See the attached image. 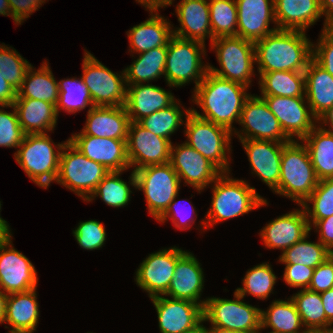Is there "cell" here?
Masks as SVG:
<instances>
[{"label":"cell","instance_id":"6da1fadb","mask_svg":"<svg viewBox=\"0 0 333 333\" xmlns=\"http://www.w3.org/2000/svg\"><path fill=\"white\" fill-rule=\"evenodd\" d=\"M247 89L242 84L222 79L208 71L202 82L194 88L191 99L199 105L203 114L194 108H191V112L201 119L226 127L233 133L237 130L233 123L236 121L239 124L244 103L251 95L247 93Z\"/></svg>","mask_w":333,"mask_h":333},{"label":"cell","instance_id":"7a4b0ae2","mask_svg":"<svg viewBox=\"0 0 333 333\" xmlns=\"http://www.w3.org/2000/svg\"><path fill=\"white\" fill-rule=\"evenodd\" d=\"M306 33L278 29L254 43L258 73L304 72L312 59V42Z\"/></svg>","mask_w":333,"mask_h":333},{"label":"cell","instance_id":"3957f363","mask_svg":"<svg viewBox=\"0 0 333 333\" xmlns=\"http://www.w3.org/2000/svg\"><path fill=\"white\" fill-rule=\"evenodd\" d=\"M229 174L222 173L213 182L211 206L205 219L200 221L203 229L268 205V201L259 195L246 180L233 179Z\"/></svg>","mask_w":333,"mask_h":333},{"label":"cell","instance_id":"277c9868","mask_svg":"<svg viewBox=\"0 0 333 333\" xmlns=\"http://www.w3.org/2000/svg\"><path fill=\"white\" fill-rule=\"evenodd\" d=\"M67 141L55 145L48 133L25 134L14 153L15 161L31 181L47 189L51 182H56L61 151Z\"/></svg>","mask_w":333,"mask_h":333},{"label":"cell","instance_id":"5b68a950","mask_svg":"<svg viewBox=\"0 0 333 333\" xmlns=\"http://www.w3.org/2000/svg\"><path fill=\"white\" fill-rule=\"evenodd\" d=\"M318 182L307 147L302 141L288 142L282 150L280 179L276 194L302 205L315 190Z\"/></svg>","mask_w":333,"mask_h":333},{"label":"cell","instance_id":"8992f818","mask_svg":"<svg viewBox=\"0 0 333 333\" xmlns=\"http://www.w3.org/2000/svg\"><path fill=\"white\" fill-rule=\"evenodd\" d=\"M205 47L202 42L174 35L169 39L164 71L169 87L180 88L193 80L196 88L202 82L208 72V64L202 62L206 55Z\"/></svg>","mask_w":333,"mask_h":333},{"label":"cell","instance_id":"52a82bcc","mask_svg":"<svg viewBox=\"0 0 333 333\" xmlns=\"http://www.w3.org/2000/svg\"><path fill=\"white\" fill-rule=\"evenodd\" d=\"M210 44L211 49H215L221 69L208 64V71L249 88L256 63L254 42L240 36H222L213 39Z\"/></svg>","mask_w":333,"mask_h":333},{"label":"cell","instance_id":"ba28073f","mask_svg":"<svg viewBox=\"0 0 333 333\" xmlns=\"http://www.w3.org/2000/svg\"><path fill=\"white\" fill-rule=\"evenodd\" d=\"M109 172L102 164L88 159L68 140L61 151L56 183L87 201Z\"/></svg>","mask_w":333,"mask_h":333},{"label":"cell","instance_id":"9c48e42d","mask_svg":"<svg viewBox=\"0 0 333 333\" xmlns=\"http://www.w3.org/2000/svg\"><path fill=\"white\" fill-rule=\"evenodd\" d=\"M186 144L212 162L222 173H230L229 158L233 133L218 124L201 119L192 112L185 121Z\"/></svg>","mask_w":333,"mask_h":333},{"label":"cell","instance_id":"30bf717a","mask_svg":"<svg viewBox=\"0 0 333 333\" xmlns=\"http://www.w3.org/2000/svg\"><path fill=\"white\" fill-rule=\"evenodd\" d=\"M136 189L143 191L149 214L158 220L180 191V179L170 163L134 171Z\"/></svg>","mask_w":333,"mask_h":333},{"label":"cell","instance_id":"8fae6325","mask_svg":"<svg viewBox=\"0 0 333 333\" xmlns=\"http://www.w3.org/2000/svg\"><path fill=\"white\" fill-rule=\"evenodd\" d=\"M234 298L235 300L208 297L203 307V319L215 327L261 333L262 309L243 302V297L236 291Z\"/></svg>","mask_w":333,"mask_h":333},{"label":"cell","instance_id":"7c38bea8","mask_svg":"<svg viewBox=\"0 0 333 333\" xmlns=\"http://www.w3.org/2000/svg\"><path fill=\"white\" fill-rule=\"evenodd\" d=\"M82 79L94 106H124L127 83L124 70L121 75L103 65L89 51L84 50Z\"/></svg>","mask_w":333,"mask_h":333},{"label":"cell","instance_id":"4fadbf2b","mask_svg":"<svg viewBox=\"0 0 333 333\" xmlns=\"http://www.w3.org/2000/svg\"><path fill=\"white\" fill-rule=\"evenodd\" d=\"M239 125L242 127L241 130L233 132L239 140H271L281 143L292 141L284 133L278 119L270 111L265 100L258 95H250L245 101Z\"/></svg>","mask_w":333,"mask_h":333},{"label":"cell","instance_id":"5bb4252c","mask_svg":"<svg viewBox=\"0 0 333 333\" xmlns=\"http://www.w3.org/2000/svg\"><path fill=\"white\" fill-rule=\"evenodd\" d=\"M186 252L174 246L149 254L137 268L136 284L148 293L149 298L164 295L174 277L177 261Z\"/></svg>","mask_w":333,"mask_h":333},{"label":"cell","instance_id":"9a60e30c","mask_svg":"<svg viewBox=\"0 0 333 333\" xmlns=\"http://www.w3.org/2000/svg\"><path fill=\"white\" fill-rule=\"evenodd\" d=\"M12 237H0V290L7 295L37 288L35 266L12 245Z\"/></svg>","mask_w":333,"mask_h":333},{"label":"cell","instance_id":"2e32d148","mask_svg":"<svg viewBox=\"0 0 333 333\" xmlns=\"http://www.w3.org/2000/svg\"><path fill=\"white\" fill-rule=\"evenodd\" d=\"M259 97L265 100L270 111L278 119L284 133L292 141L302 140L316 126L317 118L312 114L305 96L261 95ZM295 137L298 138L294 139Z\"/></svg>","mask_w":333,"mask_h":333},{"label":"cell","instance_id":"e0dca14e","mask_svg":"<svg viewBox=\"0 0 333 333\" xmlns=\"http://www.w3.org/2000/svg\"><path fill=\"white\" fill-rule=\"evenodd\" d=\"M127 157L133 171L170 162L171 140L154 135L137 122H130L126 140Z\"/></svg>","mask_w":333,"mask_h":333},{"label":"cell","instance_id":"ac0fdd59","mask_svg":"<svg viewBox=\"0 0 333 333\" xmlns=\"http://www.w3.org/2000/svg\"><path fill=\"white\" fill-rule=\"evenodd\" d=\"M172 168L179 176L180 182L189 184L201 193L209 184L222 174V172L208 159L194 148L183 142L171 146L170 162Z\"/></svg>","mask_w":333,"mask_h":333},{"label":"cell","instance_id":"d6986e66","mask_svg":"<svg viewBox=\"0 0 333 333\" xmlns=\"http://www.w3.org/2000/svg\"><path fill=\"white\" fill-rule=\"evenodd\" d=\"M250 162L252 173L276 193L281 170L283 147L287 143L271 140H240Z\"/></svg>","mask_w":333,"mask_h":333},{"label":"cell","instance_id":"ffe728a7","mask_svg":"<svg viewBox=\"0 0 333 333\" xmlns=\"http://www.w3.org/2000/svg\"><path fill=\"white\" fill-rule=\"evenodd\" d=\"M156 309L161 333H183L203 319V307L188 300L166 298L164 295L150 298Z\"/></svg>","mask_w":333,"mask_h":333},{"label":"cell","instance_id":"44dd1931","mask_svg":"<svg viewBox=\"0 0 333 333\" xmlns=\"http://www.w3.org/2000/svg\"><path fill=\"white\" fill-rule=\"evenodd\" d=\"M237 5V36L256 42L278 30L274 0H235ZM270 21L276 27L269 29Z\"/></svg>","mask_w":333,"mask_h":333},{"label":"cell","instance_id":"7402d4cb","mask_svg":"<svg viewBox=\"0 0 333 333\" xmlns=\"http://www.w3.org/2000/svg\"><path fill=\"white\" fill-rule=\"evenodd\" d=\"M68 140L88 159L102 164L108 171L130 168L126 140L91 135H72Z\"/></svg>","mask_w":333,"mask_h":333},{"label":"cell","instance_id":"603a6c76","mask_svg":"<svg viewBox=\"0 0 333 333\" xmlns=\"http://www.w3.org/2000/svg\"><path fill=\"white\" fill-rule=\"evenodd\" d=\"M300 206L301 210L294 209L281 215L261 229L259 235L265 247L284 252L310 233L306 212L302 205Z\"/></svg>","mask_w":333,"mask_h":333},{"label":"cell","instance_id":"cb8c5ba5","mask_svg":"<svg viewBox=\"0 0 333 333\" xmlns=\"http://www.w3.org/2000/svg\"><path fill=\"white\" fill-rule=\"evenodd\" d=\"M201 264L191 252H186L176 263L174 277L165 296L188 300L204 307L207 299H201L204 289V272Z\"/></svg>","mask_w":333,"mask_h":333},{"label":"cell","instance_id":"d4e9b609","mask_svg":"<svg viewBox=\"0 0 333 333\" xmlns=\"http://www.w3.org/2000/svg\"><path fill=\"white\" fill-rule=\"evenodd\" d=\"M130 119L124 106H93L87 111L86 123L80 133L99 138L127 140Z\"/></svg>","mask_w":333,"mask_h":333},{"label":"cell","instance_id":"484cf974","mask_svg":"<svg viewBox=\"0 0 333 333\" xmlns=\"http://www.w3.org/2000/svg\"><path fill=\"white\" fill-rule=\"evenodd\" d=\"M175 12L180 27L172 29L174 36L204 44L206 37L213 41L208 0H181Z\"/></svg>","mask_w":333,"mask_h":333},{"label":"cell","instance_id":"4316f807","mask_svg":"<svg viewBox=\"0 0 333 333\" xmlns=\"http://www.w3.org/2000/svg\"><path fill=\"white\" fill-rule=\"evenodd\" d=\"M177 99L171 91L150 83L127 85L125 109L130 122H138L150 114L172 105Z\"/></svg>","mask_w":333,"mask_h":333},{"label":"cell","instance_id":"83f0119b","mask_svg":"<svg viewBox=\"0 0 333 333\" xmlns=\"http://www.w3.org/2000/svg\"><path fill=\"white\" fill-rule=\"evenodd\" d=\"M276 26L305 32L321 18L320 0H274Z\"/></svg>","mask_w":333,"mask_h":333},{"label":"cell","instance_id":"f1b7e54d","mask_svg":"<svg viewBox=\"0 0 333 333\" xmlns=\"http://www.w3.org/2000/svg\"><path fill=\"white\" fill-rule=\"evenodd\" d=\"M150 13L148 20L133 26L126 32L131 53L140 54L156 47L168 46V41L173 36L171 22L159 15L158 11H150Z\"/></svg>","mask_w":333,"mask_h":333},{"label":"cell","instance_id":"f546056e","mask_svg":"<svg viewBox=\"0 0 333 333\" xmlns=\"http://www.w3.org/2000/svg\"><path fill=\"white\" fill-rule=\"evenodd\" d=\"M13 106L25 134L48 133L56 127L58 115L56 106L52 103L32 98H16Z\"/></svg>","mask_w":333,"mask_h":333},{"label":"cell","instance_id":"4dcf8cb0","mask_svg":"<svg viewBox=\"0 0 333 333\" xmlns=\"http://www.w3.org/2000/svg\"><path fill=\"white\" fill-rule=\"evenodd\" d=\"M36 289L8 295L4 323L11 326L9 332L34 333L36 331L40 316Z\"/></svg>","mask_w":333,"mask_h":333},{"label":"cell","instance_id":"1f68e13d","mask_svg":"<svg viewBox=\"0 0 333 333\" xmlns=\"http://www.w3.org/2000/svg\"><path fill=\"white\" fill-rule=\"evenodd\" d=\"M305 72V97L312 114L318 118L333 106V76L313 59Z\"/></svg>","mask_w":333,"mask_h":333},{"label":"cell","instance_id":"d6a6232c","mask_svg":"<svg viewBox=\"0 0 333 333\" xmlns=\"http://www.w3.org/2000/svg\"><path fill=\"white\" fill-rule=\"evenodd\" d=\"M39 69L31 65L24 77L21 87L17 90L16 98H32L52 103L58 102L59 87L51 68L46 60Z\"/></svg>","mask_w":333,"mask_h":333},{"label":"cell","instance_id":"836d02e7","mask_svg":"<svg viewBox=\"0 0 333 333\" xmlns=\"http://www.w3.org/2000/svg\"><path fill=\"white\" fill-rule=\"evenodd\" d=\"M301 141L308 149L318 180L332 179L333 133L316 125Z\"/></svg>","mask_w":333,"mask_h":333},{"label":"cell","instance_id":"e575fe53","mask_svg":"<svg viewBox=\"0 0 333 333\" xmlns=\"http://www.w3.org/2000/svg\"><path fill=\"white\" fill-rule=\"evenodd\" d=\"M303 327L301 316L291 298L287 301L274 300L266 311H261V329L271 328L272 331L268 333H301Z\"/></svg>","mask_w":333,"mask_h":333},{"label":"cell","instance_id":"d590c367","mask_svg":"<svg viewBox=\"0 0 333 333\" xmlns=\"http://www.w3.org/2000/svg\"><path fill=\"white\" fill-rule=\"evenodd\" d=\"M167 46L156 47L138 54V58L124 69L127 85L150 83L164 76Z\"/></svg>","mask_w":333,"mask_h":333},{"label":"cell","instance_id":"8d00e7d4","mask_svg":"<svg viewBox=\"0 0 333 333\" xmlns=\"http://www.w3.org/2000/svg\"><path fill=\"white\" fill-rule=\"evenodd\" d=\"M259 75L261 95L305 96V72L274 71Z\"/></svg>","mask_w":333,"mask_h":333},{"label":"cell","instance_id":"74e56055","mask_svg":"<svg viewBox=\"0 0 333 333\" xmlns=\"http://www.w3.org/2000/svg\"><path fill=\"white\" fill-rule=\"evenodd\" d=\"M184 111L181 110L180 102L176 100L172 105L140 119L137 123L154 135L170 140V136L185 123L188 114L191 113L190 108Z\"/></svg>","mask_w":333,"mask_h":333},{"label":"cell","instance_id":"f35d334b","mask_svg":"<svg viewBox=\"0 0 333 333\" xmlns=\"http://www.w3.org/2000/svg\"><path fill=\"white\" fill-rule=\"evenodd\" d=\"M123 171H110L98 184L94 193L86 202H92L95 197H100L105 204L114 208L128 205L131 198L130 186L136 189V178L134 171L131 172L129 184L119 177ZM130 185V186H128Z\"/></svg>","mask_w":333,"mask_h":333},{"label":"cell","instance_id":"ab89813d","mask_svg":"<svg viewBox=\"0 0 333 333\" xmlns=\"http://www.w3.org/2000/svg\"><path fill=\"white\" fill-rule=\"evenodd\" d=\"M309 233L296 242L290 248H287L279 256V262L283 264H300L311 268H316L329 257L331 252L318 240L312 242L307 240Z\"/></svg>","mask_w":333,"mask_h":333},{"label":"cell","instance_id":"60d3db41","mask_svg":"<svg viewBox=\"0 0 333 333\" xmlns=\"http://www.w3.org/2000/svg\"><path fill=\"white\" fill-rule=\"evenodd\" d=\"M58 87L57 115H59V110L73 114L88 106L89 109L94 106L91 95L82 77L78 79L77 77L62 79L58 82Z\"/></svg>","mask_w":333,"mask_h":333},{"label":"cell","instance_id":"b9f144b4","mask_svg":"<svg viewBox=\"0 0 333 333\" xmlns=\"http://www.w3.org/2000/svg\"><path fill=\"white\" fill-rule=\"evenodd\" d=\"M296 305L305 328H331L332 324L326 319L320 293L310 289H302L290 296Z\"/></svg>","mask_w":333,"mask_h":333},{"label":"cell","instance_id":"7bdbcfd3","mask_svg":"<svg viewBox=\"0 0 333 333\" xmlns=\"http://www.w3.org/2000/svg\"><path fill=\"white\" fill-rule=\"evenodd\" d=\"M276 281L277 277L271 265L264 262L249 269L242 280L243 287H239L235 291L243 298L248 293V295L265 300L273 292Z\"/></svg>","mask_w":333,"mask_h":333},{"label":"cell","instance_id":"ee69618b","mask_svg":"<svg viewBox=\"0 0 333 333\" xmlns=\"http://www.w3.org/2000/svg\"><path fill=\"white\" fill-rule=\"evenodd\" d=\"M210 23L213 39L237 36L238 12L235 0H209Z\"/></svg>","mask_w":333,"mask_h":333},{"label":"cell","instance_id":"f6af8a7d","mask_svg":"<svg viewBox=\"0 0 333 333\" xmlns=\"http://www.w3.org/2000/svg\"><path fill=\"white\" fill-rule=\"evenodd\" d=\"M310 203L312 208H310ZM309 227L317 220H322L333 215V178L324 179L318 182L312 194L303 202Z\"/></svg>","mask_w":333,"mask_h":333},{"label":"cell","instance_id":"bcb514c9","mask_svg":"<svg viewBox=\"0 0 333 333\" xmlns=\"http://www.w3.org/2000/svg\"><path fill=\"white\" fill-rule=\"evenodd\" d=\"M31 64L24 59L13 47L0 44V72L15 90L24 81L25 74Z\"/></svg>","mask_w":333,"mask_h":333},{"label":"cell","instance_id":"7dc6e473","mask_svg":"<svg viewBox=\"0 0 333 333\" xmlns=\"http://www.w3.org/2000/svg\"><path fill=\"white\" fill-rule=\"evenodd\" d=\"M73 236L79 246L85 250L100 249L106 242L104 225L97 220H88L78 223L73 230Z\"/></svg>","mask_w":333,"mask_h":333},{"label":"cell","instance_id":"c3c4849f","mask_svg":"<svg viewBox=\"0 0 333 333\" xmlns=\"http://www.w3.org/2000/svg\"><path fill=\"white\" fill-rule=\"evenodd\" d=\"M10 107L13 108L12 112L5 111L4 106H0V147L18 148L25 133L19 124L14 106Z\"/></svg>","mask_w":333,"mask_h":333},{"label":"cell","instance_id":"681fc988","mask_svg":"<svg viewBox=\"0 0 333 333\" xmlns=\"http://www.w3.org/2000/svg\"><path fill=\"white\" fill-rule=\"evenodd\" d=\"M317 40L312 44V59L333 76V29H322Z\"/></svg>","mask_w":333,"mask_h":333},{"label":"cell","instance_id":"f907efd6","mask_svg":"<svg viewBox=\"0 0 333 333\" xmlns=\"http://www.w3.org/2000/svg\"><path fill=\"white\" fill-rule=\"evenodd\" d=\"M176 198H178V195L175 196V198L170 202L169 207L166 209L164 214L157 221L160 223H164L165 221H167L168 218H170L175 228H178L181 231L188 230L191 228V226L195 223L196 220V218L194 219V217H191L192 214L196 212L195 207H193L191 204L190 205L191 207L190 208L188 207L190 210L187 209L186 207L188 211L187 210L185 211L184 207L183 209L182 207L179 208L180 201H176Z\"/></svg>","mask_w":333,"mask_h":333},{"label":"cell","instance_id":"816d5d0a","mask_svg":"<svg viewBox=\"0 0 333 333\" xmlns=\"http://www.w3.org/2000/svg\"><path fill=\"white\" fill-rule=\"evenodd\" d=\"M314 268L300 264H285L283 280L293 288L307 289L311 283Z\"/></svg>","mask_w":333,"mask_h":333},{"label":"cell","instance_id":"f5cc1de1","mask_svg":"<svg viewBox=\"0 0 333 333\" xmlns=\"http://www.w3.org/2000/svg\"><path fill=\"white\" fill-rule=\"evenodd\" d=\"M333 288V258L329 257L325 262L314 269L311 283L308 289L321 293Z\"/></svg>","mask_w":333,"mask_h":333},{"label":"cell","instance_id":"db71d44e","mask_svg":"<svg viewBox=\"0 0 333 333\" xmlns=\"http://www.w3.org/2000/svg\"><path fill=\"white\" fill-rule=\"evenodd\" d=\"M48 1V0H47ZM11 18L16 25H21L24 19L29 18L46 0H8Z\"/></svg>","mask_w":333,"mask_h":333},{"label":"cell","instance_id":"11a10c76","mask_svg":"<svg viewBox=\"0 0 333 333\" xmlns=\"http://www.w3.org/2000/svg\"><path fill=\"white\" fill-rule=\"evenodd\" d=\"M312 226L318 232V240L331 252L333 250V215L317 220Z\"/></svg>","mask_w":333,"mask_h":333},{"label":"cell","instance_id":"9f6ffc18","mask_svg":"<svg viewBox=\"0 0 333 333\" xmlns=\"http://www.w3.org/2000/svg\"><path fill=\"white\" fill-rule=\"evenodd\" d=\"M17 97V90H15L0 72V106L10 108Z\"/></svg>","mask_w":333,"mask_h":333},{"label":"cell","instance_id":"6f0895ef","mask_svg":"<svg viewBox=\"0 0 333 333\" xmlns=\"http://www.w3.org/2000/svg\"><path fill=\"white\" fill-rule=\"evenodd\" d=\"M320 296L322 298L326 319L333 325V288L321 292Z\"/></svg>","mask_w":333,"mask_h":333},{"label":"cell","instance_id":"680465c9","mask_svg":"<svg viewBox=\"0 0 333 333\" xmlns=\"http://www.w3.org/2000/svg\"><path fill=\"white\" fill-rule=\"evenodd\" d=\"M320 9L322 15L325 16L324 29L330 27V24L333 22V0H320Z\"/></svg>","mask_w":333,"mask_h":333},{"label":"cell","instance_id":"91938a15","mask_svg":"<svg viewBox=\"0 0 333 333\" xmlns=\"http://www.w3.org/2000/svg\"><path fill=\"white\" fill-rule=\"evenodd\" d=\"M143 5L147 11H157L159 8L173 5L174 0H136Z\"/></svg>","mask_w":333,"mask_h":333},{"label":"cell","instance_id":"94428289","mask_svg":"<svg viewBox=\"0 0 333 333\" xmlns=\"http://www.w3.org/2000/svg\"><path fill=\"white\" fill-rule=\"evenodd\" d=\"M317 123L321 124L318 125L321 129L333 133V106L317 118ZM324 125L329 126V128L326 129V126L324 127Z\"/></svg>","mask_w":333,"mask_h":333},{"label":"cell","instance_id":"6125c7cd","mask_svg":"<svg viewBox=\"0 0 333 333\" xmlns=\"http://www.w3.org/2000/svg\"><path fill=\"white\" fill-rule=\"evenodd\" d=\"M1 201H0V212H1ZM0 237H12L11 229L6 220H4L0 215Z\"/></svg>","mask_w":333,"mask_h":333},{"label":"cell","instance_id":"be15d7a7","mask_svg":"<svg viewBox=\"0 0 333 333\" xmlns=\"http://www.w3.org/2000/svg\"><path fill=\"white\" fill-rule=\"evenodd\" d=\"M8 295L0 290V324L4 323Z\"/></svg>","mask_w":333,"mask_h":333},{"label":"cell","instance_id":"e7e4bbea","mask_svg":"<svg viewBox=\"0 0 333 333\" xmlns=\"http://www.w3.org/2000/svg\"><path fill=\"white\" fill-rule=\"evenodd\" d=\"M205 322L204 319H202L198 324H196L193 328L186 330L183 333H209V328H206L203 326V323Z\"/></svg>","mask_w":333,"mask_h":333},{"label":"cell","instance_id":"03108f58","mask_svg":"<svg viewBox=\"0 0 333 333\" xmlns=\"http://www.w3.org/2000/svg\"><path fill=\"white\" fill-rule=\"evenodd\" d=\"M0 15L11 17V10L8 0H0Z\"/></svg>","mask_w":333,"mask_h":333},{"label":"cell","instance_id":"003e7915","mask_svg":"<svg viewBox=\"0 0 333 333\" xmlns=\"http://www.w3.org/2000/svg\"><path fill=\"white\" fill-rule=\"evenodd\" d=\"M209 333H248V332L234 331V330L211 326L209 329Z\"/></svg>","mask_w":333,"mask_h":333},{"label":"cell","instance_id":"a7ac6f4b","mask_svg":"<svg viewBox=\"0 0 333 333\" xmlns=\"http://www.w3.org/2000/svg\"><path fill=\"white\" fill-rule=\"evenodd\" d=\"M301 333H330V328H304Z\"/></svg>","mask_w":333,"mask_h":333},{"label":"cell","instance_id":"89a4df30","mask_svg":"<svg viewBox=\"0 0 333 333\" xmlns=\"http://www.w3.org/2000/svg\"><path fill=\"white\" fill-rule=\"evenodd\" d=\"M330 333H333V327H332V328H330Z\"/></svg>","mask_w":333,"mask_h":333}]
</instances>
